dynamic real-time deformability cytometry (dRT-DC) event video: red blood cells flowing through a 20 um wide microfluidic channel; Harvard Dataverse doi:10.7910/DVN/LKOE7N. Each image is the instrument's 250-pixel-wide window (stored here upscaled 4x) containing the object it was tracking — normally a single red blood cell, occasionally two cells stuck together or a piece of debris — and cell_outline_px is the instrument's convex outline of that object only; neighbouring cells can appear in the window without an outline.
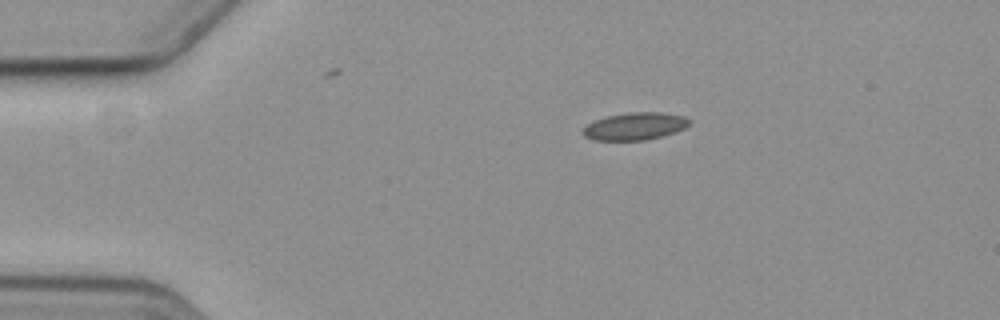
{"species": "common noctule bat (a hibernating species)", "species_latin": "Nyctalus noctula", "temperature_condition": "cold", "stored_images_in_passage": 3, "camera_frame_rate_fps": 3000, "um_per_image_px": 0.085, "animal": {"sex": "female", "body_mass_g": 19.3, "forearm_length_mm": 54.1}, "frame": {"image": 1, "passage_image": 1, "time_ms": 0.0, "image_size_px": [1000, 320], "cell_outline_px": [[692, 120], [684, 128], [676, 132], [664, 136], [648, 140], [592, 140], [584, 136], [580, 132], [588, 124], [596, 120], [608, 116], [632, 112], [660, 112], [684, 116]], "centroid_in_image_um": [53.98, 10.74], "position_along_channel_um": 31.0, "area_um2": 17.05}}